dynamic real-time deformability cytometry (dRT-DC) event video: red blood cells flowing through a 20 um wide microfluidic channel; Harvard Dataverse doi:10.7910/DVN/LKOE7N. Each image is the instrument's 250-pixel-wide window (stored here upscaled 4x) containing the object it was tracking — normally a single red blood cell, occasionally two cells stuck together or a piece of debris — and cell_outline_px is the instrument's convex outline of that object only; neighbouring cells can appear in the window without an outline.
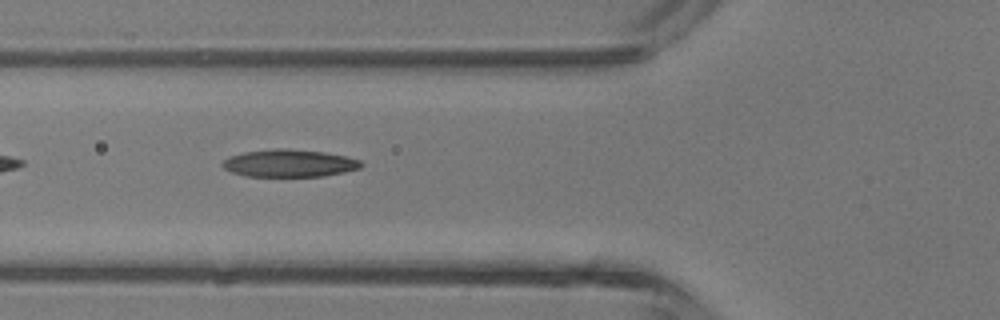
{"species": "common noctule bat (a hibernating species)", "species_latin": "Nyctalus noctula", "temperature_condition": "room temperature", "stored_images_in_passage": 6, "camera_frame_rate_fps": 3000, "um_per_image_px": 0.085, "animal": {"sex": "male", "body_mass_g": 13.3}, "frame": {"image": 1, "passage_image": 4, "time_ms": 4.333, "image_size_px": [1000, 320], "cell_outline_px": [[364, 164], [360, 168], [344, 172], [320, 176], [248, 176], [232, 172], [224, 168], [220, 164], [228, 156], [244, 152], [276, 148], [288, 148], [324, 152], [344, 156], [360, 160]], "centroid_in_image_um": [24.57, 13.86], "position_along_channel_um": 101.2, "area_um2": 22.14}}
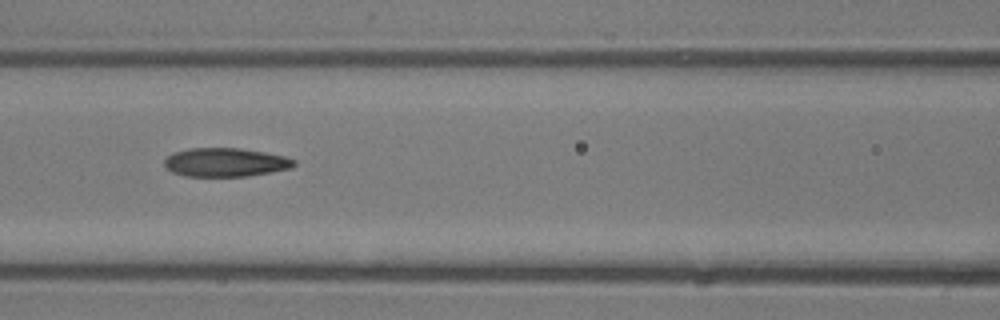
{"frame": {"image": 2, "passage_image": 5, "time_ms": 5.333, "image_size_px": [1000, 320], "cell_outline_px": [[296, 164], [292, 168], [272, 172], [248, 176], [184, 176], [172, 172], [164, 168], [164, 160], [172, 152], [188, 148], [240, 148], [264, 152], [284, 156], [296, 160]], "centroid_in_image_um": [19.14, 13.8], "position_along_channel_um": 147.5, "area_um2": 21.91}}
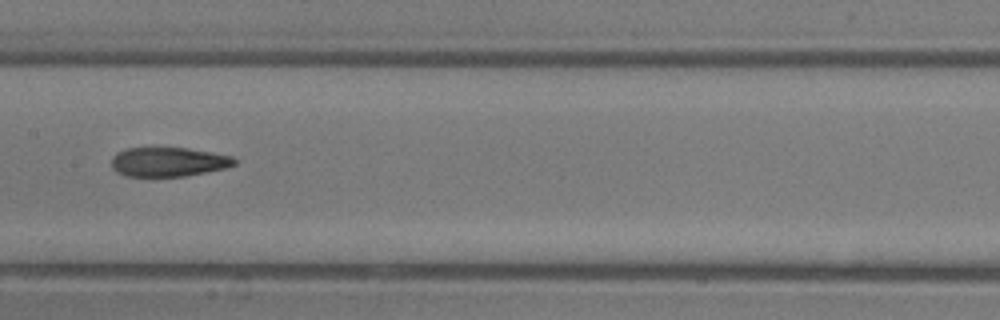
{"frame": {"image": 3, "passage_image": 6, "time_ms": 6.333, "image_size_px": [1000, 320], "cell_outline_px": [[236, 164], [228, 168], [184, 176], [124, 176], [116, 172], [112, 168], [112, 156], [116, 152], [128, 148], [188, 148], [232, 156], [236, 160]], "centroid_in_image_um": [14.31, 13.76], "position_along_channel_um": 193.1, "area_um2": 21.04}}